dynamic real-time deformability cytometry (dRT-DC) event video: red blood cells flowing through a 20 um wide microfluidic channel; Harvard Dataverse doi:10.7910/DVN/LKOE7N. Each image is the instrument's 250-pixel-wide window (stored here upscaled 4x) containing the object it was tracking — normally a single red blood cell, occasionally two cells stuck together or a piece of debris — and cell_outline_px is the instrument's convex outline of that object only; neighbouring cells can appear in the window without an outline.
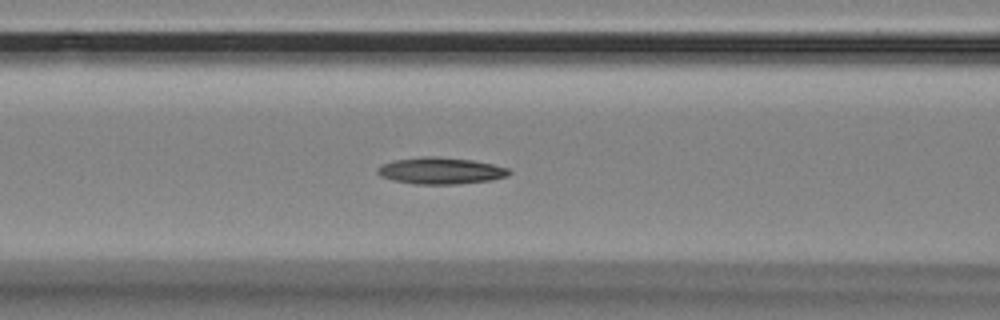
{"species": "Egyptian fruit bat (a non-hibernating species)", "species_latin": "Rousettus aegyptiacus", "temperature_condition": "room temperature", "stored_images_in_passage": 56, "camera_frame_rate_fps": 3000, "um_per_image_px": 0.085, "animal": {"sex": "female"}, "frame": {"image": 1, "passage_image": 23, "time_ms": 7.333, "image_size_px": [1000, 320], "cell_outline_px": [[512, 172], [508, 176], [492, 180], [456, 184], [416, 184], [392, 180], [380, 176], [376, 172], [376, 168], [384, 164], [396, 160], [424, 156], [436, 156], [472, 160], [492, 164], [508, 168]], "centroid_in_image_um": [37.47, 14.52], "position_along_channel_um": 129.1, "area_um2": 20.4}}
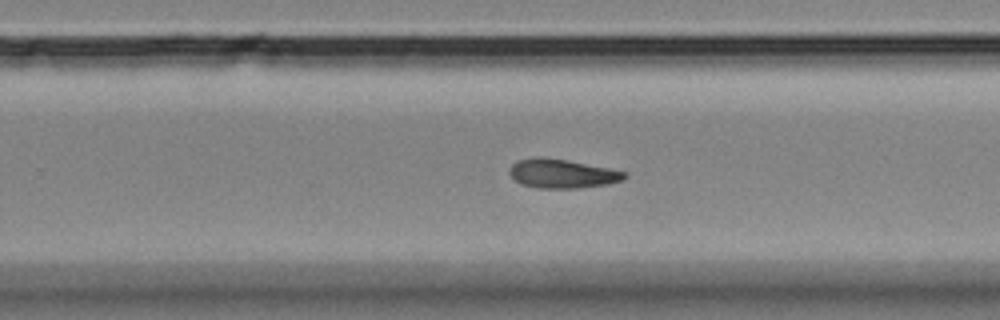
{"frame": {"image": 2, "passage_image": 36, "time_ms": 11.667, "image_size_px": [1000, 320], "cell_outline_px": [[628, 176], [624, 180], [608, 184], [580, 188], [536, 188], [520, 184], [508, 172], [512, 164], [516, 160], [540, 156], [568, 160], [628, 172]], "centroid_in_image_um": [47.79, 14.76], "position_along_channel_um": 282.0, "area_um2": 19.65}}
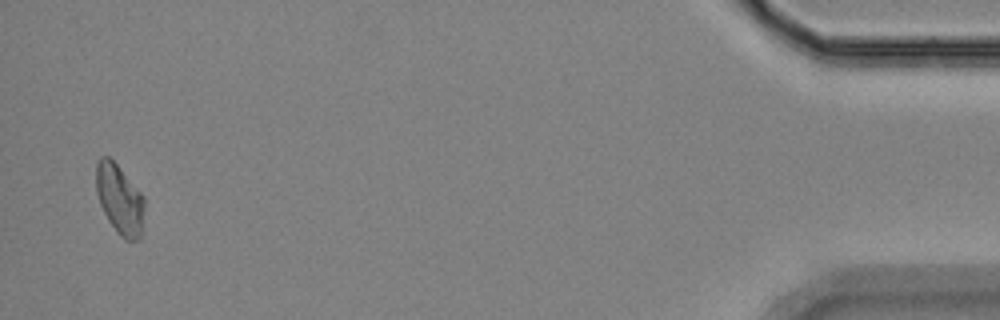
{"frame": {"image": 3, "passage_image": 55, "time_ms": 18.0, "image_size_px": [1000, 320], "cell_outline_px": [[144, 208], [140, 236], [136, 240], [124, 240], [116, 232], [108, 220], [100, 204], [96, 192], [96, 164], [100, 156], [108, 156], [116, 164], [144, 196]], "centroid_in_image_um": [10.15, 16.94], "position_along_channel_um": 425.1, "area_um2": 19.48}, "authors_computed_cell_mechanics": {"area_um2": 19.4786, "velocity_mm_per_s": 3.5276, "shape_relaxation_time_tau1_ms": 3.6011, "shape_relaxation_time_tau2_ms": null, "deformation_change_tau1": 0.1115, "deformation_change_tau2": null}}